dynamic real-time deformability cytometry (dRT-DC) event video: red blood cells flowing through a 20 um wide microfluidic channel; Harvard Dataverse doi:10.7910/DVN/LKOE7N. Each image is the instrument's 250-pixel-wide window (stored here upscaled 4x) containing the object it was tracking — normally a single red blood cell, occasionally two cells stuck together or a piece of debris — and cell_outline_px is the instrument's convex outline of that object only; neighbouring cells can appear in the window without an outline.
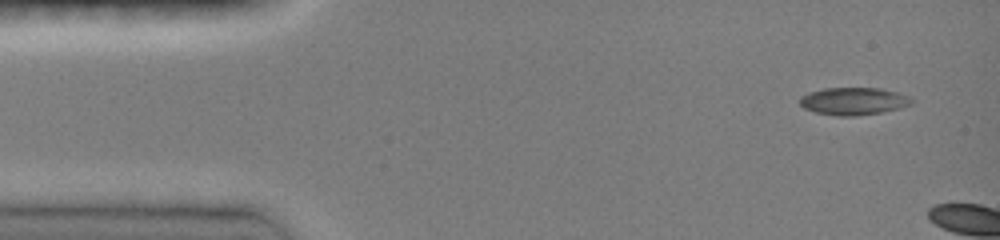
{"species": "common noctule bat (a hibernating species)", "species_latin": "Nyctalus noctula", "temperature_condition": "room temperature", "stored_images_in_passage": 3, "camera_frame_rate_fps": 3000, "um_per_image_px": 0.085, "animal": {"sex": "female", "body_mass_g": 19.0, "forearm_length_mm": 51.5}, "frame": {"image": 1, "passage_image": 1, "time_ms": 0.0, "image_size_px": [1000, 240], "cell_outline_px": [[912, 104], [900, 108], [880, 112], [856, 116], [836, 116], [816, 112], [804, 108], [800, 104], [800, 96], [808, 92], [824, 88], [880, 88], [900, 92], [908, 96], [912, 100]], "centroid_in_image_um": [72.55, 8.59], "position_along_channel_um": 12.5, "area_um2": 17.98}}